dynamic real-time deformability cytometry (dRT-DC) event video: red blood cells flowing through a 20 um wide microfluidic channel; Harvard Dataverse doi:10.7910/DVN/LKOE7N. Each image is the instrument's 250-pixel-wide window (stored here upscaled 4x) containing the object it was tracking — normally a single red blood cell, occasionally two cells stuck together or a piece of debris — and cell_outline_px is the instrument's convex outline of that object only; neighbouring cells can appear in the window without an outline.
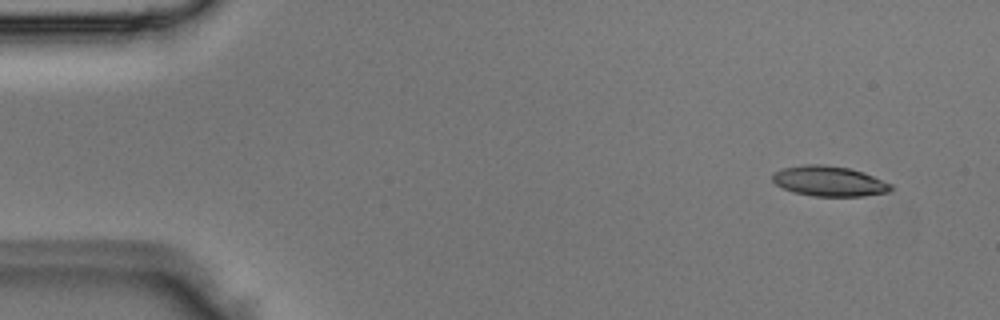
{"species": "Egyptian fruit bat (a non-hibernating species)", "species_latin": "Rousettus aegyptiacus", "temperature_condition": "room temperature", "stored_images_in_passage": 2, "camera_frame_rate_fps": 3000, "um_per_image_px": 0.085, "animal": {"sex": "male"}, "frame": {"image": 1, "passage_image": 1, "time_ms": 0.0, "image_size_px": [1000, 320], "cell_outline_px": [[892, 192], [864, 196], [812, 196], [792, 192], [776, 184], [772, 180], [772, 172], [784, 168], [804, 164], [824, 164], [848, 168], [864, 172], [892, 184]], "centroid_in_image_um": [70.49, 15.4], "position_along_channel_um": 14.5, "area_um2": 21.04}}